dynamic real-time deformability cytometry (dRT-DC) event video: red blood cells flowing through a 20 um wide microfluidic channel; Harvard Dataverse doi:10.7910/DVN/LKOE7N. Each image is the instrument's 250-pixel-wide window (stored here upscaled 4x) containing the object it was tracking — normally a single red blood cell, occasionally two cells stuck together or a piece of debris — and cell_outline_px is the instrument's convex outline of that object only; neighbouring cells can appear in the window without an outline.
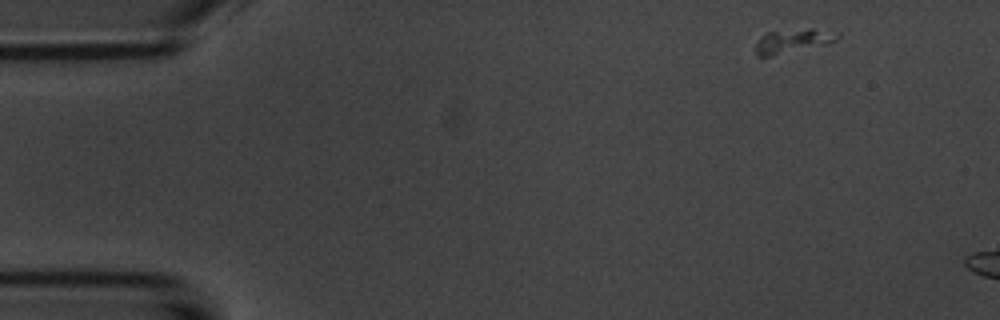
{"species": "common noctule bat (a hibernating species)", "species_latin": "Nyctalus noctula", "temperature_condition": "room temperature", "stored_images_in_passage": 4, "camera_frame_rate_fps": 3000, "um_per_image_px": 0.085, "animal": {"sex": "male", "body_mass_g": 20.1, "forearm_length_mm": 53.5}, "frame": {"image": 1, "passage_image": 1, "time_ms": 0.0, "image_size_px": [1000, 320], "cell_outline_px": [[840, 36], [836, 40], [824, 44], [768, 56], [756, 56], [756, 44], [760, 36], [768, 32], [808, 28], [812, 28], [840, 32]], "centroid_in_image_um": [67.41, 3.45], "position_along_channel_um": 17.6, "area_um2": 11.16}}